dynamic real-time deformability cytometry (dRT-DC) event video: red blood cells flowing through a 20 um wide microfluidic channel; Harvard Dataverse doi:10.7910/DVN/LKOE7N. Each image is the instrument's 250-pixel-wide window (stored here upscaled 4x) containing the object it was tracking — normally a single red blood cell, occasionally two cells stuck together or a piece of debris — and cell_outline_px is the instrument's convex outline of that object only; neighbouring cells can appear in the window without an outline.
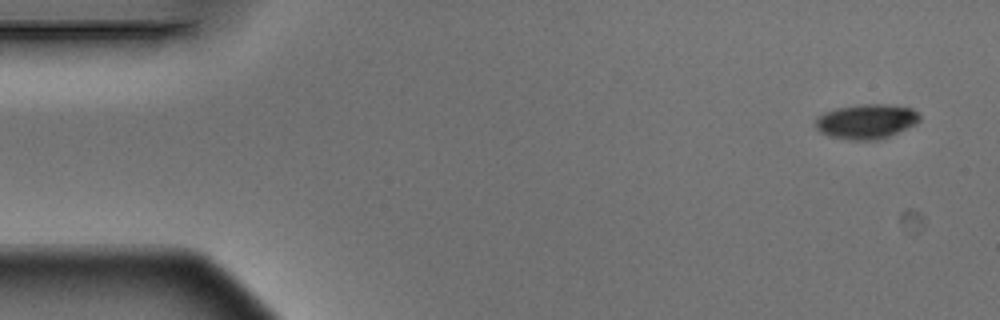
{"species": "Egyptian fruit bat (a non-hibernating species)", "species_latin": "Rousettus aegyptiacus", "temperature_condition": "warm", "stored_images_in_passage": 4, "camera_frame_rate_fps": 3000, "um_per_image_px": 0.085, "animal": {"sex": "male"}, "frame": {"image": 1, "passage_image": 1, "time_ms": 0.0, "image_size_px": [1000, 320], "cell_outline_px": [[920, 120], [888, 136], [876, 140], [852, 140], [832, 136], [820, 132], [816, 128], [816, 120], [824, 112], [836, 108], [864, 104], [892, 104], [912, 108], [920, 116]], "centroid_in_image_um": [73.62, 10.3], "position_along_channel_um": 11.4, "area_um2": 20.63}}